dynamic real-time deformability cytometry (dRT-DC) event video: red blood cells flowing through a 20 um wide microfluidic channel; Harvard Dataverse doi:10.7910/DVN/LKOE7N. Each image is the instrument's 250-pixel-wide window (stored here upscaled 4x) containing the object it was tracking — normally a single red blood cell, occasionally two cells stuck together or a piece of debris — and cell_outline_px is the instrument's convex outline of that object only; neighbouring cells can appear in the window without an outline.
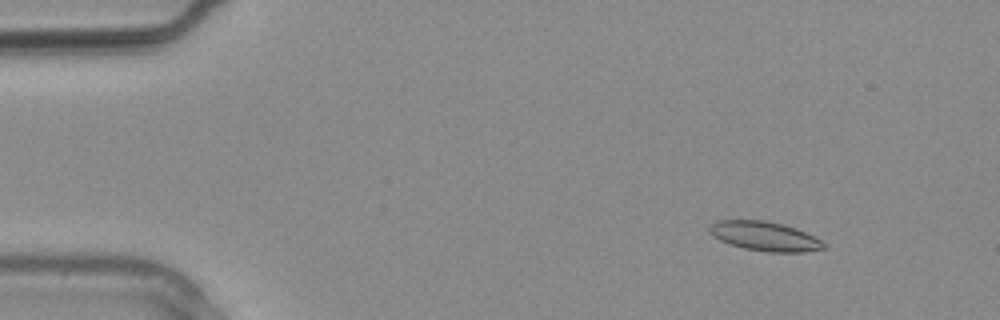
{"species": "common noctule bat (a hibernating species)", "species_latin": "Nyctalus noctula", "temperature_condition": "warm", "stored_images_in_passage": 3, "camera_frame_rate_fps": 3000, "um_per_image_px": 0.085, "animal": {"sex": "male", "body_mass_g": 20.4}, "frame": {"image": 1, "passage_image": 2, "time_ms": 0.333, "image_size_px": [1000, 320], "cell_outline_px": [[828, 244], [824, 248], [804, 252], [764, 252], [744, 248], [728, 244], [712, 236], [708, 232], [708, 224], [716, 220], [764, 220], [784, 224], [796, 228]], "centroid_in_image_um": [64.94, 20.07], "position_along_channel_um": 20.1, "area_um2": 19.77}}